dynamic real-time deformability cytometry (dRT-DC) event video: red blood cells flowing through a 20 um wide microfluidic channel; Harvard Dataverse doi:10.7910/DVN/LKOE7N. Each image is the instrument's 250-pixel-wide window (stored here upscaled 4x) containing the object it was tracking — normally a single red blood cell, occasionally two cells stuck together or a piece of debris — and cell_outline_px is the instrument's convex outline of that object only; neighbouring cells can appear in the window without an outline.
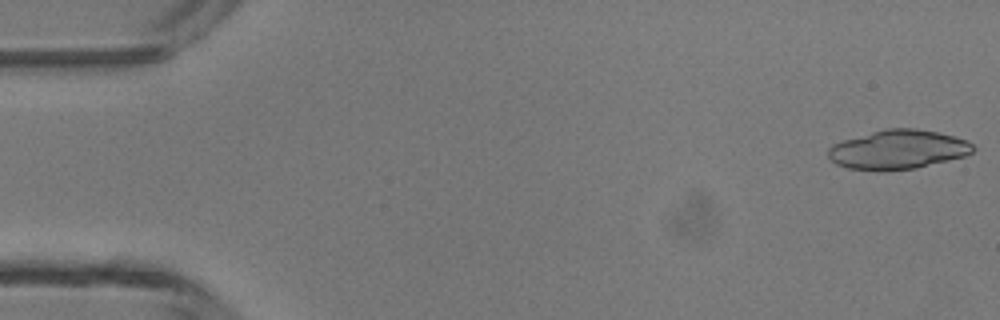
{"species": "common noctule bat (a hibernating species)", "species_latin": "Nyctalus noctula", "temperature_condition": "room temperature", "stored_images_in_passage": 7, "camera_frame_rate_fps": 3000, "um_per_image_px": 0.085, "animal": {"sex": "male", "body_mass_g": 13.3}, "frame": {"image": 1, "passage_image": 1, "time_ms": 0.0, "image_size_px": [1000, 320], "cell_outline_px": [[976, 148], [972, 152], [964, 156], [916, 168], [848, 168], [836, 164], [828, 156], [828, 148], [832, 144], [844, 140], [872, 132], [888, 128], [916, 128], [940, 132], [964, 140], [972, 144]], "centroid_in_image_um": [76.35, 12.67], "position_along_channel_um": 8.6, "area_um2": 32.08}}